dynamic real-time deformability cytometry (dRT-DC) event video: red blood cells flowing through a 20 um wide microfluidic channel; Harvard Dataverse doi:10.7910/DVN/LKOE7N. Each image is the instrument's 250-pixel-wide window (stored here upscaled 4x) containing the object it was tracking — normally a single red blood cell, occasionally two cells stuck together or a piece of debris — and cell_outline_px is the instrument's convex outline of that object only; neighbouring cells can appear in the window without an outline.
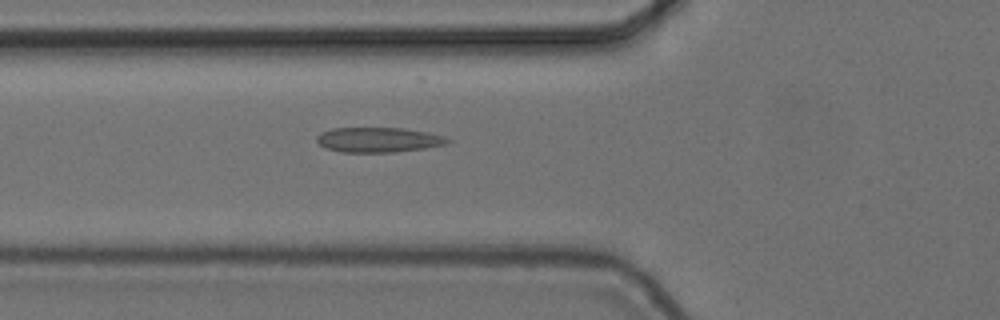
{"species": "common noctule bat (a hibernating species)", "species_latin": "Nyctalus noctula", "temperature_condition": "cold", "stored_images_in_passage": 55, "camera_frame_rate_fps": 3000, "um_per_image_px": 0.085, "animal": {"sex": "female", "body_mass_g": 24.6, "forearm_length_mm": 56.2}, "frame": {"image": 1, "passage_image": 20, "time_ms": 6.333, "image_size_px": [1000, 320], "cell_outline_px": [[452, 140], [444, 144], [424, 148], [396, 152], [340, 152], [324, 148], [316, 140], [316, 136], [320, 132], [332, 128], [404, 128], [428, 132], [444, 136]], "centroid_in_image_um": [32.12, 11.88], "position_along_channel_um": 93.7, "area_um2": 19.07}}
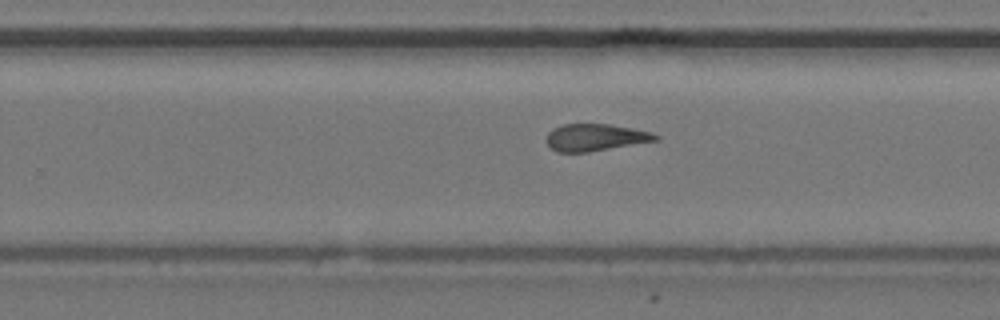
{"frame": {"image": 2, "passage_image": 35, "time_ms": 11.333, "image_size_px": [1000, 320], "cell_outline_px": [[660, 140], [588, 152], [556, 152], [548, 144], [548, 132], [552, 128], [564, 124], [608, 124], [632, 128], [652, 132], [660, 136]], "centroid_in_image_um": [50.64, 11.68], "position_along_channel_um": 279.2, "area_um2": 17.17}}
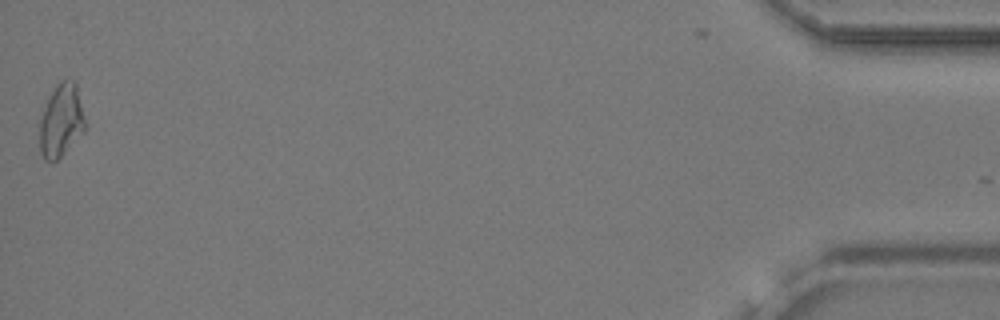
{"frame": {"image": 3, "passage_image": 55, "time_ms": 18.0, "image_size_px": [1000, 320], "cell_outline_px": [[84, 132], [52, 164], [44, 160], [40, 152], [36, 120], [56, 84], [60, 80], [72, 80], [76, 84], [84, 120]], "centroid_in_image_um": [5.1, 10.29], "position_along_channel_um": 430.1, "area_um2": 19.71}, "authors_computed_cell_mechanics": {"area_um2": 18.6116, "velocity_mm_per_s": 3.707, "shape_relaxation_time_tau1_ms": 6.3948, "shape_relaxation_time_tau2_ms": 2.9753, "deformation_change_tau1": 0.1287, "deformation_change_tau2": 0.1251}}